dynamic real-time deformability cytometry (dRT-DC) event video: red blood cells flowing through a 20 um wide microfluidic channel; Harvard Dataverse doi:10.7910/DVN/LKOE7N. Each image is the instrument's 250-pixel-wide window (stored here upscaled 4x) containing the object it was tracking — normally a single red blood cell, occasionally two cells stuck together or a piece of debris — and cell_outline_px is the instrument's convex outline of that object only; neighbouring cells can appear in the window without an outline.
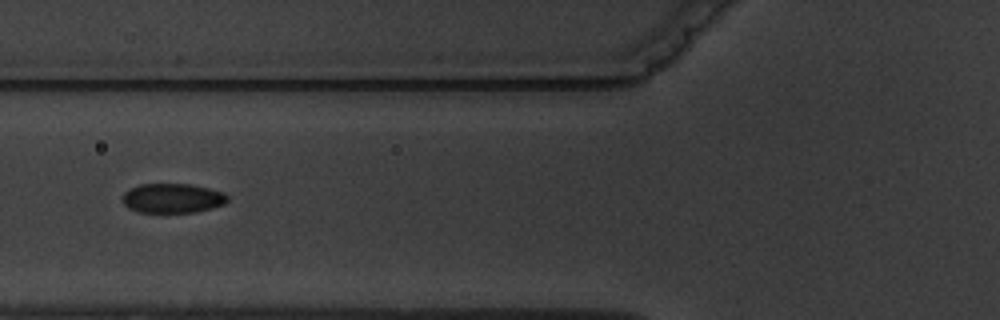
{"species": "common noctule bat (a hibernating species)", "species_latin": "Nyctalus noctula", "temperature_condition": "warm", "stored_images_in_passage": 8, "camera_frame_rate_fps": 3000, "um_per_image_px": 0.085, "animal": {"sex": "male", "body_mass_g": 19.5, "forearm_length_mm": 54.6}, "frame": {"image": 1, "passage_image": 4, "time_ms": 3.333, "image_size_px": [1000, 320], "cell_outline_px": [[228, 200], [224, 204], [212, 208], [196, 212], [136, 212], [128, 208], [124, 204], [124, 192], [140, 184], [192, 184], [224, 192], [228, 196]], "centroid_in_image_um": [14.69, 16.85], "position_along_channel_um": 111.1, "area_um2": 18.03}}